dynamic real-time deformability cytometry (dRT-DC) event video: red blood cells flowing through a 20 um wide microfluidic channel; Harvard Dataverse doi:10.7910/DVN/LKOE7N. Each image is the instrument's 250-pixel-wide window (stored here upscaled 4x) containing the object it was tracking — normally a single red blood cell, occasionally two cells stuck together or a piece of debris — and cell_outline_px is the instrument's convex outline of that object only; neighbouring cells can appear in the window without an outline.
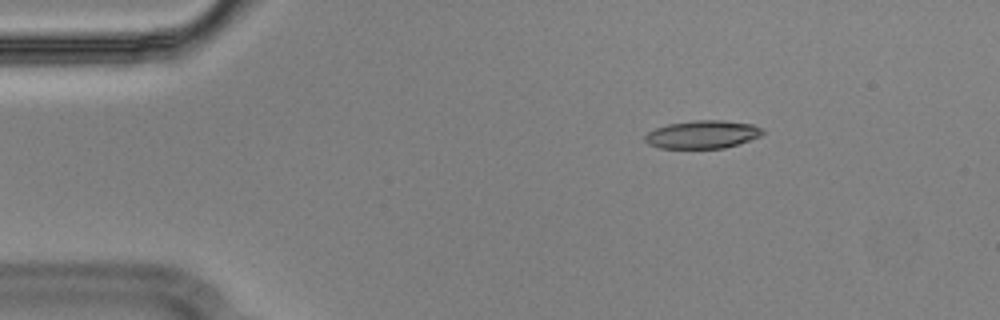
{"species": "Egyptian fruit bat (a non-hibernating species)", "species_latin": "Rousettus aegyptiacus", "temperature_condition": "cold", "stored_images_in_passage": 47, "camera_frame_rate_fps": 3000, "um_per_image_px": 0.085, "animal": {"sex": "male"}, "frame": {"image": 1, "passage_image": 1, "time_ms": 0.0, "image_size_px": [1000, 320], "cell_outline_px": [[764, 132], [760, 136], [724, 148], [660, 148], [648, 144], [644, 140], [644, 136], [648, 132], [656, 128], [668, 124], [696, 120], [724, 120], [752, 124], [764, 128]], "centroid_in_image_um": [59.7, 11.42], "position_along_channel_um": 25.3, "area_um2": 19.13}}
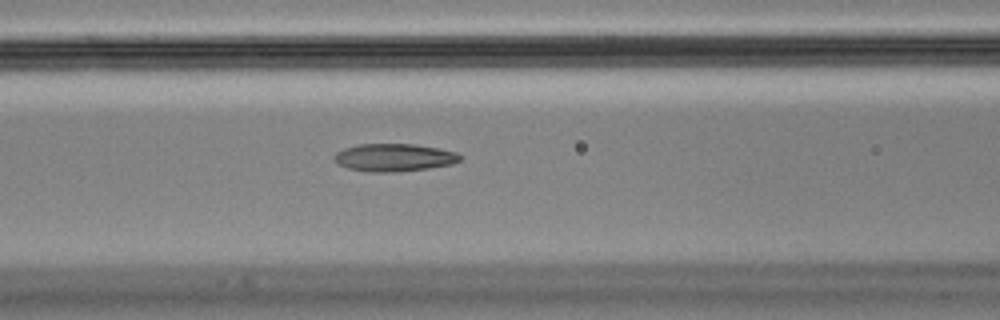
{"frame": {"image": 2, "passage_image": 15, "time_ms": 4.667, "image_size_px": [1000, 320], "cell_outline_px": [[460, 160], [452, 164], [428, 168], [396, 172], [368, 172], [348, 168], [336, 164], [332, 160], [332, 156], [336, 152], [344, 148], [360, 144], [416, 144], [456, 152], [460, 156]], "centroid_in_image_um": [33.42, 13.39], "position_along_channel_um": 133.2, "area_um2": 20.4}}
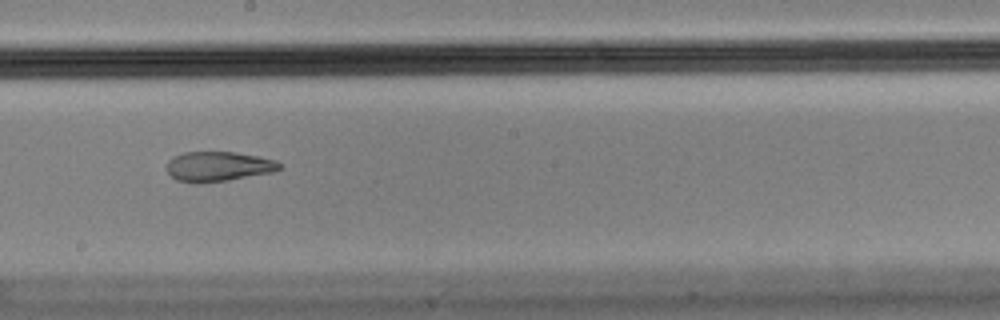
{"frame": {"image": 3, "passage_image": 23, "time_ms": 7.333, "image_size_px": [1000, 320], "cell_outline_px": [[284, 168], [272, 172], [228, 180], [200, 184], [196, 184], [176, 180], [164, 168], [168, 160], [172, 156], [184, 152], [236, 152], [260, 156], [276, 160]], "centroid_in_image_um": [18.52, 14.15], "position_along_channel_um": 229.7, "area_um2": 20.0}, "authors_computed_cell_mechanics": {"area_um2": 20.519, "velocity_mm_per_s": 3.6242, "shape_relaxation_time_tau1_ms": null, "shape_relaxation_time_tau2_ms": 1.8592, "deformation_change_tau1": null, "deformation_change_tau2": 0.0955}}